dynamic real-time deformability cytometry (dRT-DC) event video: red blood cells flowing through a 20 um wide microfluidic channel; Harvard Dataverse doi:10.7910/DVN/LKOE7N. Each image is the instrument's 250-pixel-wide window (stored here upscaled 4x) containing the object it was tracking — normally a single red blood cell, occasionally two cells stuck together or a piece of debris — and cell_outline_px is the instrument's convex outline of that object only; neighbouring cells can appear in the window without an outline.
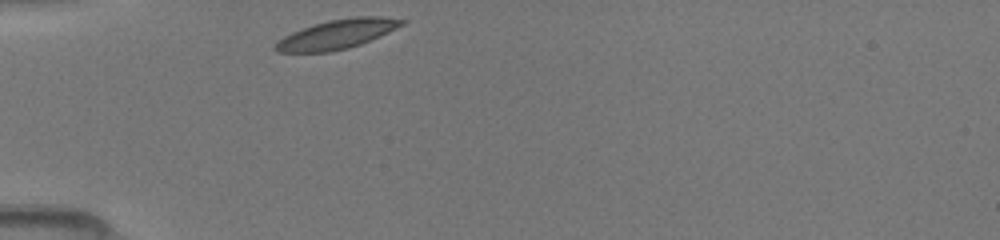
{"species": "common noctule bat (a hibernating species)", "species_latin": "Nyctalus noctula", "temperature_condition": "room temperature", "stored_images_in_passage": 28, "camera_frame_rate_fps": 3000, "um_per_image_px": 0.085, "animal": {"sex": "female", "body_mass_g": 19.5, "forearm_length_mm": 54.1}, "frame": {"image": 1, "passage_image": 1, "time_ms": 0.0, "image_size_px": [1000, 240], "cell_outline_px": [[408, 20], [404, 24], [380, 36], [360, 44], [348, 48], [332, 52], [276, 52], [272, 48], [284, 36], [292, 32], [328, 20], [352, 16], [384, 16]], "centroid_in_image_um": [28.68, 2.9], "position_along_channel_um": 56.3, "area_um2": 21.56}}
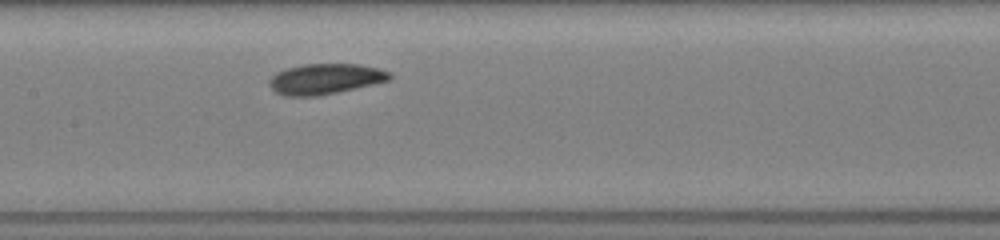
{"frame": {"image": 2, "passage_image": 11, "time_ms": 3.333, "image_size_px": [1000, 240], "cell_outline_px": [[392, 76], [388, 80], [356, 88], [316, 96], [284, 96], [276, 92], [268, 84], [268, 80], [276, 72], [284, 68], [304, 64], [360, 64], [380, 68], [392, 72]], "centroid_in_image_um": [27.63, 6.69], "position_along_channel_um": 179.8, "area_um2": 21.5}}
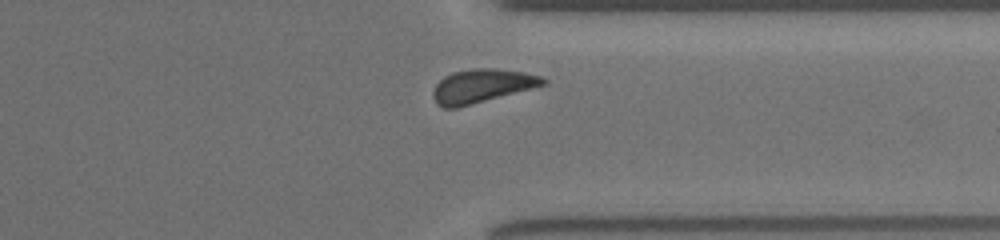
{"frame": {"image": 3, "passage_image": 25, "time_ms": 8.0, "image_size_px": [1000, 240], "cell_outline_px": [[548, 84], [456, 108], [444, 108], [436, 104], [432, 96], [432, 92], [436, 84], [444, 76], [452, 72], [472, 68], [492, 68], [524, 72], [540, 76], [548, 80]], "centroid_in_image_um": [40.94, 7.3], "position_along_channel_um": 370.5, "area_um2": 21.56}}